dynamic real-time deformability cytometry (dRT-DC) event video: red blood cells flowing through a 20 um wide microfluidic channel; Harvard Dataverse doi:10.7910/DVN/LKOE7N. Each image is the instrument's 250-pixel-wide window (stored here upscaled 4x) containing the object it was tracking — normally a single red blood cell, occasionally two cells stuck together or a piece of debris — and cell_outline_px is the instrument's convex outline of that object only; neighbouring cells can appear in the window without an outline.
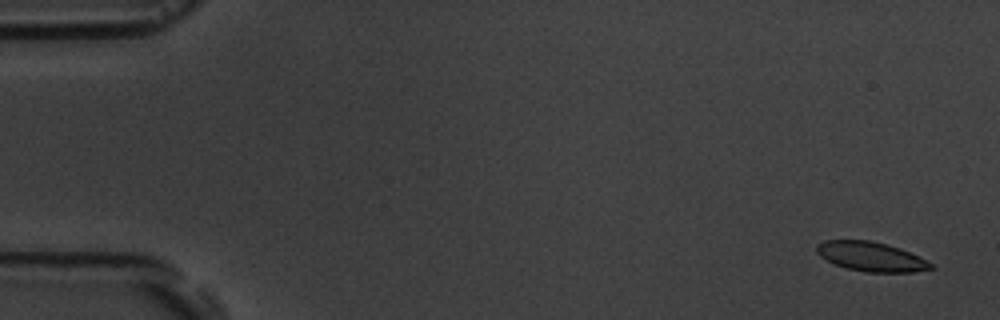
{"species": "common noctule bat (a hibernating species)", "species_latin": "Nyctalus noctula", "temperature_condition": "room temperature", "stored_images_in_passage": 5, "camera_frame_rate_fps": 3000, "um_per_image_px": 0.085, "animal": {"sex": "male", "body_mass_g": 19.5, "forearm_length_mm": 54.6}, "frame": {"image": 1, "passage_image": 1, "time_ms": 0.0, "image_size_px": [1000, 320], "cell_outline_px": [[936, 268], [912, 272], [868, 272], [848, 268], [836, 264], [820, 256], [816, 252], [816, 244], [824, 240], [868, 240], [900, 248], [932, 264]], "centroid_in_image_um": [74.0, 21.81], "position_along_channel_um": 11.0, "area_um2": 19.19}}
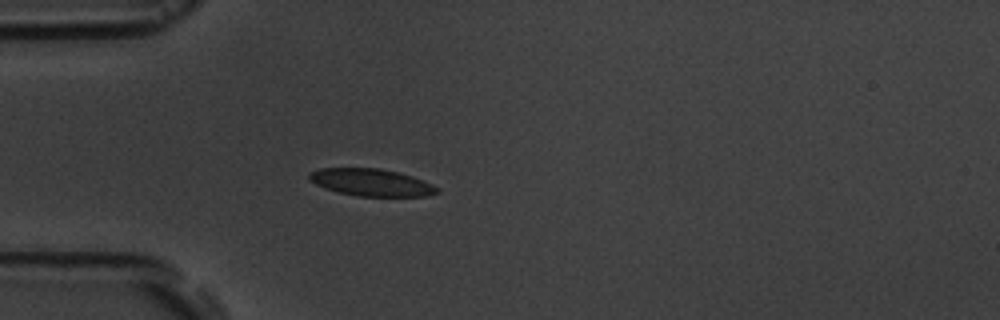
{"frame": {"image": 2, "passage_image": 5, "time_ms": 4.667, "image_size_px": [1000, 320], "cell_outline_px": [[440, 192], [428, 196], [356, 196], [324, 188], [308, 180], [308, 172], [320, 168], [380, 168], [412, 176], [432, 184], [440, 188]], "centroid_in_image_um": [31.55, 15.5], "position_along_channel_um": 53.4, "area_um2": 20.35}}